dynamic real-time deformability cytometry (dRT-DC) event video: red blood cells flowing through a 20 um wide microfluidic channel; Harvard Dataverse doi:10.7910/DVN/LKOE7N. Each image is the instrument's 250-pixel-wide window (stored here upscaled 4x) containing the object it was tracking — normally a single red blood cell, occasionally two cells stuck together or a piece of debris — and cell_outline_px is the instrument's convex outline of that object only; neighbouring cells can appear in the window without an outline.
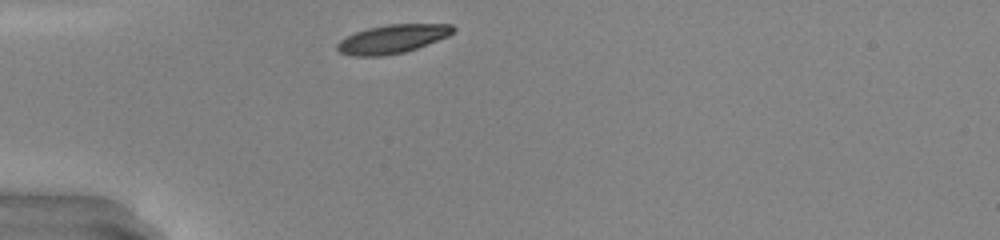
{"species": "common noctule bat (a hibernating species)", "species_latin": "Nyctalus noctula", "temperature_condition": "warm", "stored_images_in_passage": 26, "camera_frame_rate_fps": 3000, "um_per_image_px": 0.085, "animal": {"sex": "male", "body_mass_g": 20.0, "forearm_length_mm": 53.3}, "frame": {"image": 1, "passage_image": 1, "time_ms": 0.0, "image_size_px": [1000, 240], "cell_outline_px": [[456, 32], [448, 36], [416, 48], [404, 52], [384, 56], [352, 56], [340, 52], [336, 48], [336, 44], [340, 40], [356, 32], [368, 28], [388, 24], [452, 24], [456, 28]], "centroid_in_image_um": [33.37, 3.31], "position_along_channel_um": 51.6, "area_um2": 19.31}}
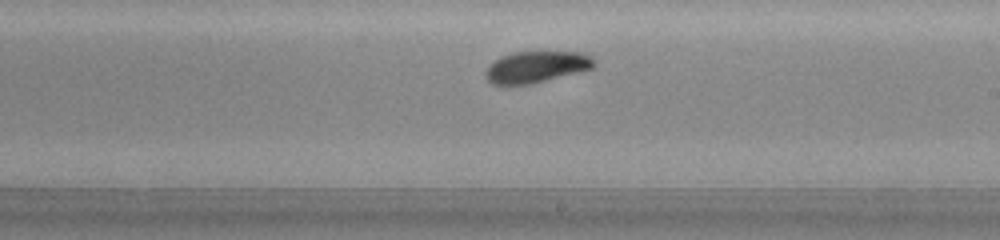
{"frame": {"image": 2, "passage_image": 16, "time_ms": 5.0, "image_size_px": [1000, 240], "cell_outline_px": [[596, 64], [592, 68], [532, 84], [492, 84], [484, 76], [484, 72], [488, 64], [500, 56], [512, 52], [584, 52], [596, 60]], "centroid_in_image_um": [45.56, 5.67], "position_along_channel_um": 243.4, "area_um2": 20.0}}
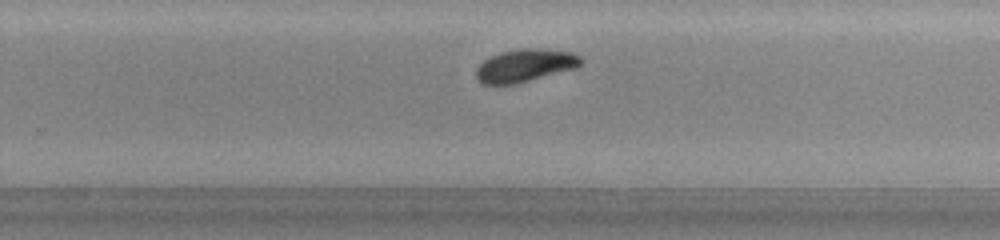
{"frame": {"image": 3, "passage_image": 19, "time_ms": 6.0, "image_size_px": [1000, 240], "cell_outline_px": [[584, 60], [576, 68], [516, 84], [484, 84], [476, 80], [476, 68], [484, 60], [500, 52], [520, 48], [540, 48], [572, 52], [580, 56]], "centroid_in_image_um": [44.63, 5.56], "position_along_channel_um": 285.2, "area_um2": 20.11}, "authors_computed_cell_mechanics": {"area_um2": 20.0566, "velocity_mm_per_s": 4.1881, "shape_relaxation_time_tau1_ms": 2.7185, "shape_relaxation_time_tau2_ms": 2.8513, "deformation_change_tau1": 0.1045, "deformation_change_tau2": 0.0591}}